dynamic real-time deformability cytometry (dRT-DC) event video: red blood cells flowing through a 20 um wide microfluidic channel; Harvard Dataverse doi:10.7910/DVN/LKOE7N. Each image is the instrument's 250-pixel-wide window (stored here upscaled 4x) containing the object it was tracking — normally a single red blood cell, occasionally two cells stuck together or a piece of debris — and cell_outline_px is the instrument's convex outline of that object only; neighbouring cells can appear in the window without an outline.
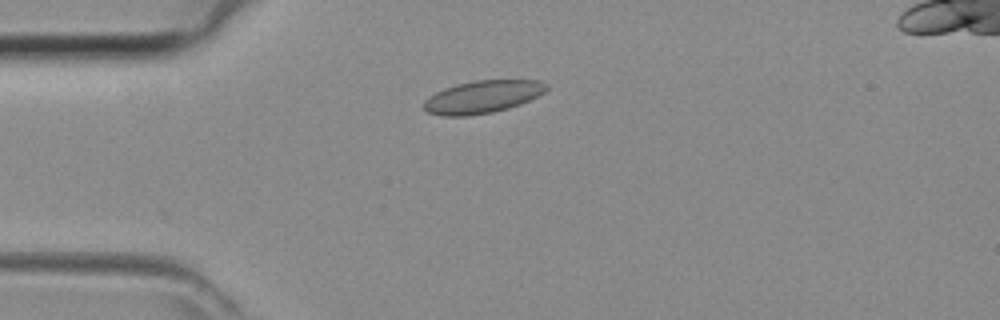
{"species": "common noctule bat (a hibernating species)", "species_latin": "Nyctalus noctula", "temperature_condition": "room temperature", "stored_images_in_passage": 37, "camera_frame_rate_fps": 3000, "um_per_image_px": 0.085, "animal": {"sex": "female", "body_mass_g": 29.2, "forearm_length_mm": 56.3}, "frame": {"image": 1, "passage_image": 5, "time_ms": 1.333, "image_size_px": [1000, 320], "cell_outline_px": [[548, 88], [544, 92], [520, 104], [508, 108], [492, 112], [468, 116], [444, 116], [428, 112], [424, 108], [424, 100], [428, 96], [444, 88], [472, 80], [540, 80], [548, 84]], "centroid_in_image_um": [41.01, 8.22], "position_along_channel_um": 44.0, "area_um2": 23.24}}
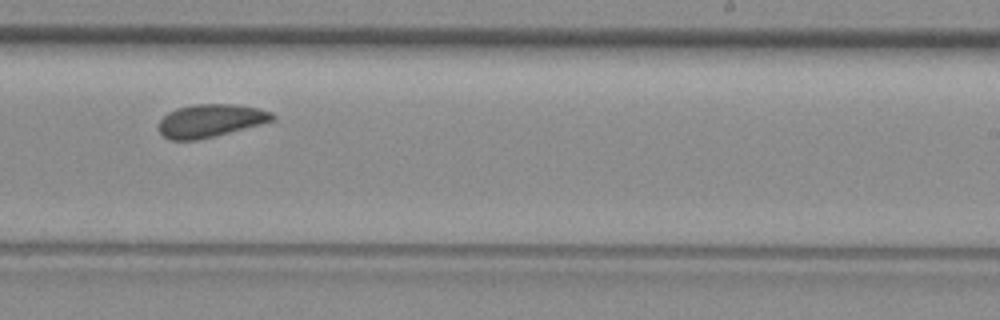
{"frame": {"image": 2, "passage_image": 21, "time_ms": 6.667, "image_size_px": [1000, 320], "cell_outline_px": [[276, 120], [196, 140], [172, 140], [164, 136], [160, 132], [160, 120], [168, 112], [176, 108], [192, 104], [232, 104], [260, 108], [272, 112], [276, 116]], "centroid_in_image_um": [17.91, 10.23], "position_along_channel_um": 271.1, "area_um2": 21.62}}
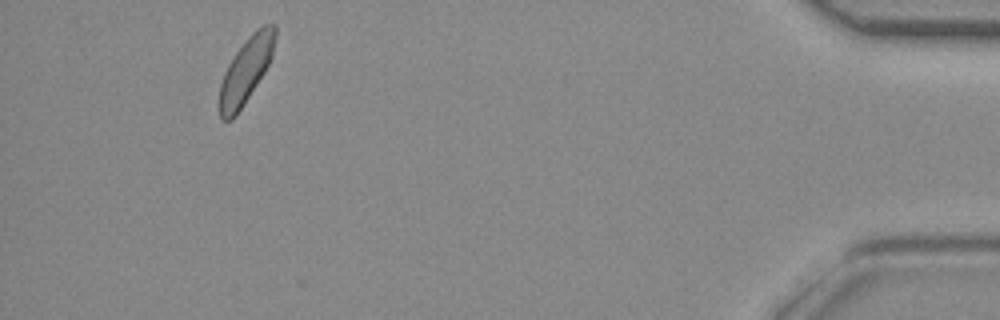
{"frame": {"image": 3, "passage_image": 35, "time_ms": 11.333, "image_size_px": [1000, 320], "cell_outline_px": [[276, 36], [272, 56], [264, 72], [236, 116], [232, 120], [220, 120], [220, 84], [224, 72], [228, 64], [236, 52], [248, 36], [252, 32], [264, 24], [276, 24]], "centroid_in_image_um": [20.91, 5.96], "position_along_channel_um": 414.3, "area_um2": 20.98}}